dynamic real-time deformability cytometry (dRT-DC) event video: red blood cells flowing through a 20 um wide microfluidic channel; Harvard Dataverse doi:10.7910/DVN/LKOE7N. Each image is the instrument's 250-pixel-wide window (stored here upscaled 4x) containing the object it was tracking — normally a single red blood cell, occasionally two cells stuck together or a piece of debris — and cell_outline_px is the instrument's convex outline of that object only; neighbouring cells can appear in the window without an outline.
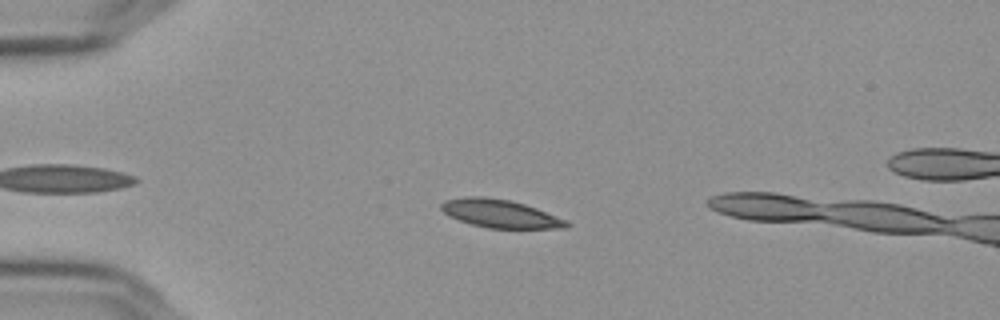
{"species": "Egyptian fruit bat (a non-hibernating species)", "species_latin": "Rousettus aegyptiacus", "temperature_condition": "cold", "stored_images_in_passage": 53, "camera_frame_rate_fps": 3000, "um_per_image_px": 0.085, "frame": {"image": 1, "passage_image": 15, "time_ms": 4.667, "image_size_px": [1000, 320], "cell_outline_px": [[572, 224], [568, 228], [488, 228], [472, 224], [448, 216], [440, 208], [440, 204], [444, 200], [464, 196], [484, 196], [508, 200], [524, 204], [536, 208], [564, 220]], "centroid_in_image_um": [42.46, 18.15], "position_along_channel_um": 42.5, "area_um2": 20.4}}
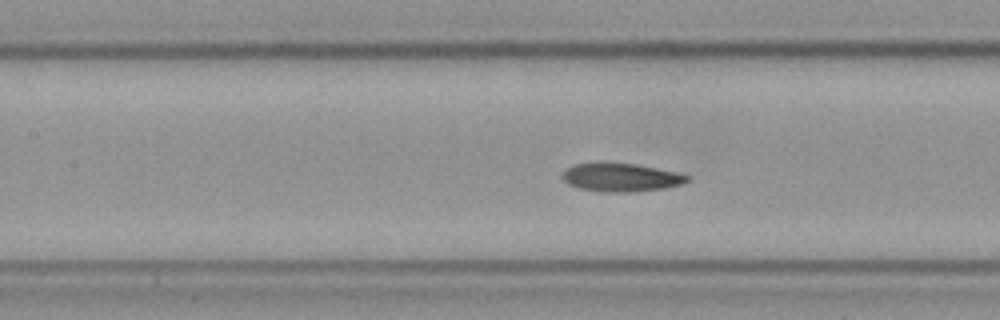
{"frame": {"image": 2, "passage_image": 27, "time_ms": 8.667, "image_size_px": [1000, 320], "cell_outline_px": [[692, 180], [684, 184], [664, 188], [636, 192], [604, 192], [580, 188], [568, 184], [564, 180], [564, 172], [568, 168], [576, 164], [596, 160], [604, 160], [636, 164], [676, 172], [692, 176]], "centroid_in_image_um": [52.83, 15.05], "position_along_channel_um": 154.6, "area_um2": 21.27}}
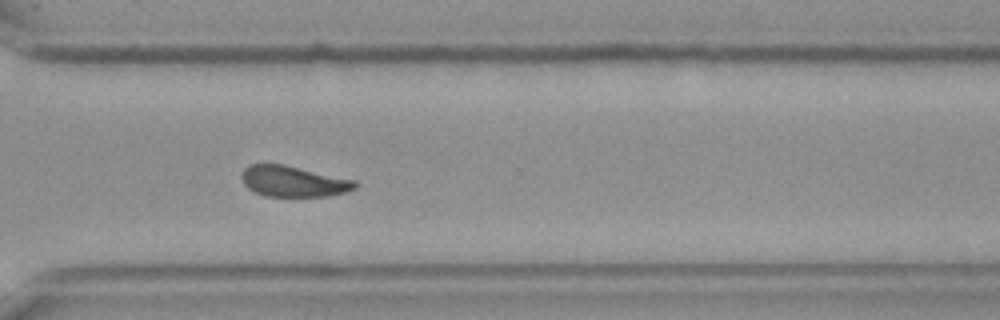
{"frame": {"image": 3, "passage_image": 43, "time_ms": 14.0, "image_size_px": [1000, 320], "cell_outline_px": [[360, 184], [356, 188], [344, 192], [324, 196], [264, 196], [248, 188], [244, 184], [240, 176], [244, 168], [248, 164], [284, 164], [356, 180]], "centroid_in_image_um": [24.93, 15.4], "position_along_channel_um": 345.7, "area_um2": 20.46}, "authors_computed_cell_mechanics": {"area_um2": 20.5768, "velocity_mm_per_s": 3.5937, "shape_relaxation_time_tau1_ms": 8.7416, "shape_relaxation_time_tau2_ms": 2.4979, "deformation_change_tau1": 0.1555, "deformation_change_tau2": 0.0698}}